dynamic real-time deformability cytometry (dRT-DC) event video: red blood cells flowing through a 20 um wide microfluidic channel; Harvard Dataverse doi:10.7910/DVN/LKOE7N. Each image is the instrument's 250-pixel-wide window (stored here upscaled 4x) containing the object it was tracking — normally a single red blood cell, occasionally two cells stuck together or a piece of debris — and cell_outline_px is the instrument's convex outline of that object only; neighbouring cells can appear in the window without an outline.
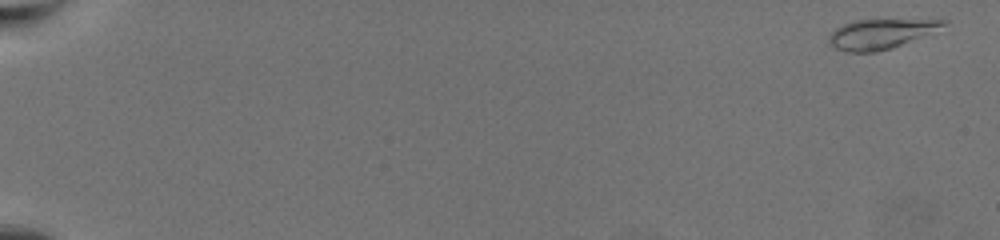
{"species": "common noctule bat (a hibernating species)", "species_latin": "Nyctalus noctula", "temperature_condition": "warm", "stored_images_in_passage": 64, "camera_frame_rate_fps": 3000, "um_per_image_px": 0.085, "animal": {"sex": "female", "body_mass_g": 19.5, "forearm_length_mm": 54.1}, "frame": {"image": 1, "passage_image": 1, "time_ms": 0.0, "image_size_px": [1000, 240], "cell_outline_px": [[948, 20], [944, 24], [892, 48], [876, 52], [844, 52], [828, 44], [828, 36], [836, 28], [844, 24], [856, 20]], "centroid_in_image_um": [74.67, 2.9], "position_along_channel_um": 10.3, "area_um2": 18.96}}
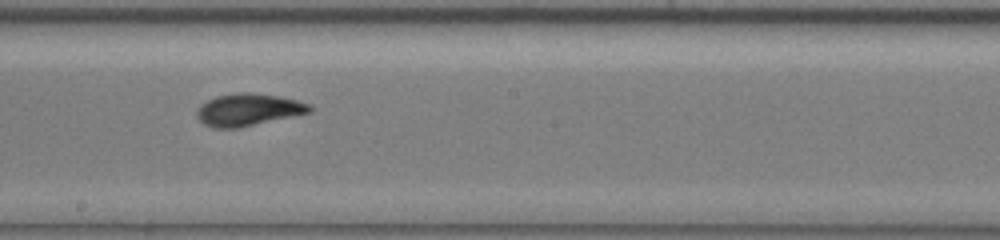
{"frame": {"image": 2, "passage_image": 39, "time_ms": 12.667, "image_size_px": [1000, 240], "cell_outline_px": [[312, 112], [236, 128], [216, 128], [204, 124], [196, 116], [196, 112], [200, 104], [216, 96], [236, 92], [252, 92], [280, 96], [312, 104]], "centroid_in_image_um": [21.11, 9.31], "position_along_channel_um": 227.1, "area_um2": 21.21}}
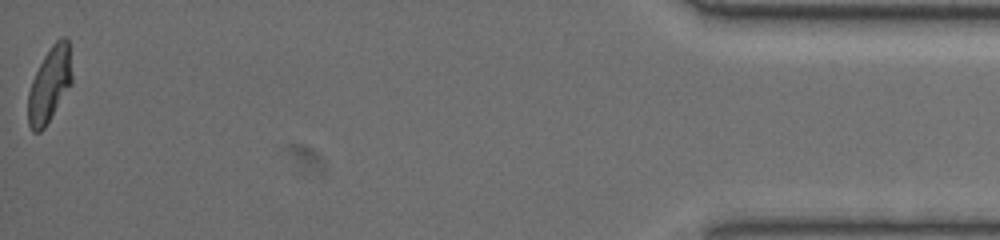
{"frame": {"image": 3, "passage_image": 64, "time_ms": 21.0, "image_size_px": [1000, 240], "cell_outline_px": [[72, 84], [44, 128], [40, 132], [32, 132], [28, 124], [28, 92], [32, 80], [44, 56], [52, 44], [60, 36], [64, 36], [68, 40], [72, 76]], "centroid_in_image_um": [4.21, 7.19], "position_along_channel_um": 431.0, "area_um2": 19.13}, "authors_computed_cell_mechanics": {"area_um2": 19.941, "velocity_mm_per_s": 3.3984, "shape_relaxation_time_tau1_ms": 3.0675, "shape_relaxation_time_tau2_ms": 1.6094, "deformation_change_tau1": 0.1651, "deformation_change_tau2": 0.0714}}